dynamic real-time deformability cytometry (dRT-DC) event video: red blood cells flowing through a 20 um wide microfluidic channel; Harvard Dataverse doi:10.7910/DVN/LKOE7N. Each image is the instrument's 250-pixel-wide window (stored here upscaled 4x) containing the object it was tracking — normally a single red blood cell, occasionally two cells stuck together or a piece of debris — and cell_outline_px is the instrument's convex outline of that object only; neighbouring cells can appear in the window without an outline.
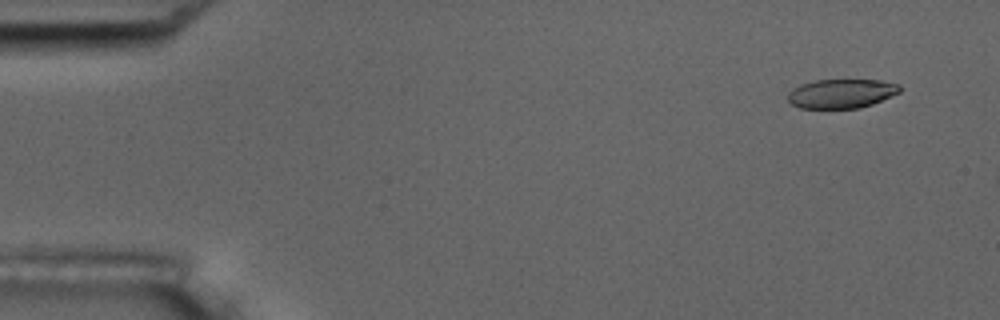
{"species": "common noctule bat (a hibernating species)", "species_latin": "Nyctalus noctula", "temperature_condition": "room temperature", "stored_images_in_passage": 3, "camera_frame_rate_fps": 3000, "um_per_image_px": 0.085, "animal": {"sex": "male", "body_mass_g": 17.5, "forearm_length_mm": 52.3}, "frame": {"image": 1, "passage_image": 1, "time_ms": 0.0, "image_size_px": [1000, 320], "cell_outline_px": [[900, 92], [872, 104], [860, 108], [800, 108], [792, 104], [788, 100], [788, 92], [792, 88], [800, 84], [816, 80], [880, 80], [900, 84]], "centroid_in_image_um": [71.51, 7.95], "position_along_channel_um": 13.5, "area_um2": 19.02}}